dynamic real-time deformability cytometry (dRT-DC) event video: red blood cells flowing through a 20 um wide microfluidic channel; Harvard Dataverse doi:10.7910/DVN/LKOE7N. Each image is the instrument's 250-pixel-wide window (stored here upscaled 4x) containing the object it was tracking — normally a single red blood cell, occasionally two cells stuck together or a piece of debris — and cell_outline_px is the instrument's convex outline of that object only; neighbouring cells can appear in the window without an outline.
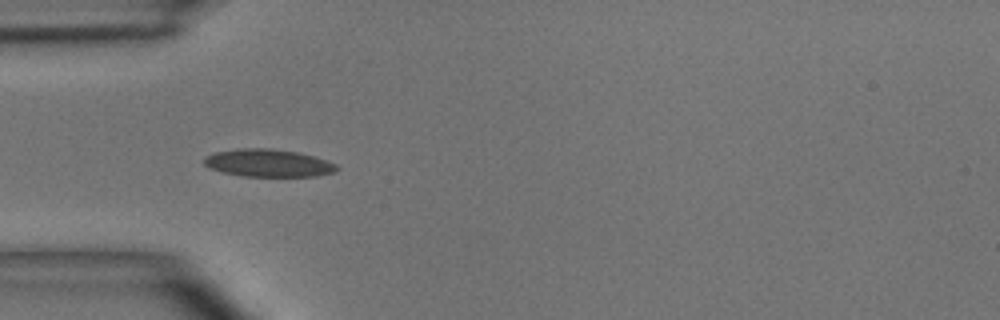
{"species": "common noctule bat (a hibernating species)", "species_latin": "Nyctalus noctula", "temperature_condition": "room temperature", "stored_images_in_passage": 6, "camera_frame_rate_fps": 3000, "um_per_image_px": 0.085, "animal": {"sex": "male", "body_mass_g": 15.6}, "frame": {"image": 1, "passage_image": 1, "time_ms": 0.0, "image_size_px": [1000, 320], "cell_outline_px": [[340, 168], [336, 172], [316, 176], [244, 176], [224, 172], [208, 168], [204, 164], [204, 156], [212, 152], [236, 148], [272, 148], [296, 152], [312, 156], [336, 164]], "centroid_in_image_um": [22.76, 13.85], "position_along_channel_um": 62.2, "area_um2": 21.44}}
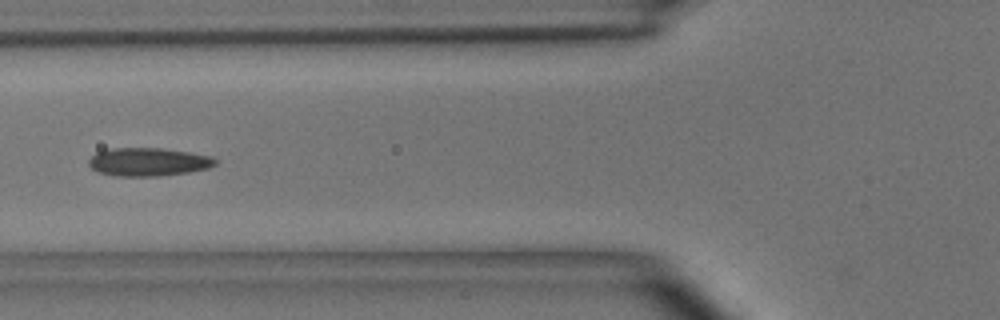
{"frame": {"image": 2, "passage_image": 2, "time_ms": 1.333, "image_size_px": [1000, 320], "cell_outline_px": [[216, 164], [208, 168], [188, 172], [160, 176], [116, 176], [96, 172], [88, 164], [88, 160], [96, 152], [112, 148], [164, 148], [212, 156], [216, 160]], "centroid_in_image_um": [12.58, 13.76], "position_along_channel_um": 113.2, "area_um2": 20.92}}